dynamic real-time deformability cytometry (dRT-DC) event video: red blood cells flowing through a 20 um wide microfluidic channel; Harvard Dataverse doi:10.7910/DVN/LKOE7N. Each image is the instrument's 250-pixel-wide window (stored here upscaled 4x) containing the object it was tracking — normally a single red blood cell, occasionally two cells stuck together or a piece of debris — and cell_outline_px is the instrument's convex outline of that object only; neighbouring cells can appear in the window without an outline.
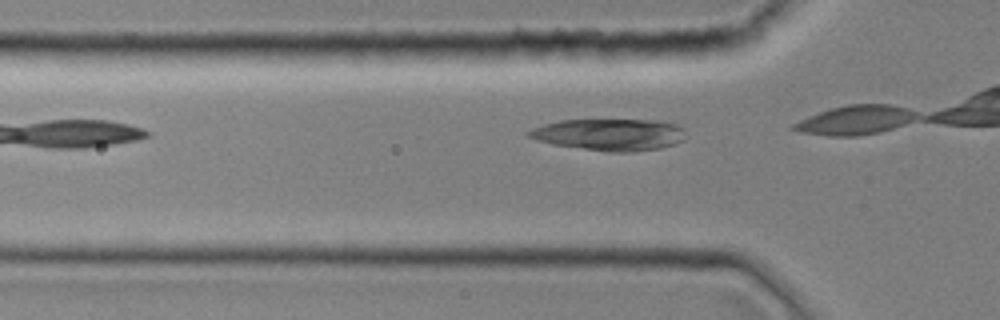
{"species": "common noctule bat (a hibernating species)", "species_latin": "Nyctalus noctula", "temperature_condition": "room temperature", "stored_images_in_passage": 11, "camera_frame_rate_fps": 3000, "um_per_image_px": 0.085, "animal": {"sex": "female", "body_mass_g": 19.0, "forearm_length_mm": 51.5}, "frame": {"image": 1, "passage_image": 2, "time_ms": 0.333, "image_size_px": [1000, 320], "cell_outline_px": [[684, 140], [676, 144], [660, 148], [632, 152], [608, 152], [552, 144], [536, 140], [524, 136], [524, 132], [532, 128], [544, 124], [560, 120], [656, 120], [676, 124], [684, 128]], "centroid_in_image_um": [51.78, 11.44], "position_along_channel_um": 74.0, "area_um2": 29.36}}